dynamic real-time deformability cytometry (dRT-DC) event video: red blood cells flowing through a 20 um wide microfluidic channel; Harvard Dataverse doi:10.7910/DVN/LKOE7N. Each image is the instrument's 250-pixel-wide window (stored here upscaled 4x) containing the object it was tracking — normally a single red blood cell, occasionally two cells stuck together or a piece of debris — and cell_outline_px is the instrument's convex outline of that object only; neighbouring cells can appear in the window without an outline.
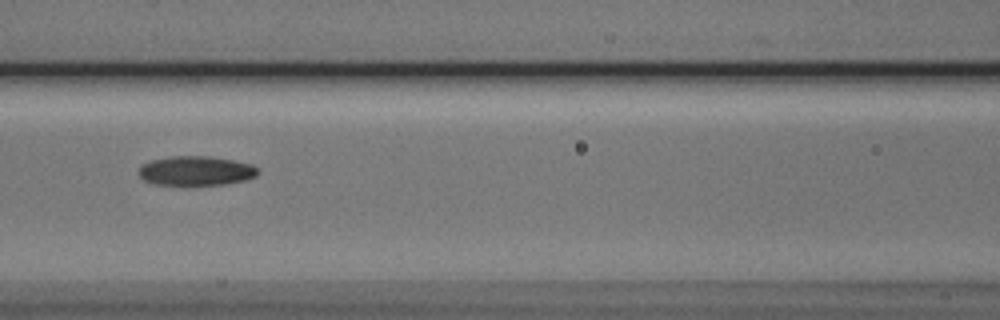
{"species": "Egyptian fruit bat (a non-hibernating species)", "species_latin": "Rousettus aegyptiacus", "temperature_condition": "cold", "stored_images_in_passage": 4, "camera_frame_rate_fps": 3000, "um_per_image_px": 0.085, "animal": {"sex": "male"}, "frame": {"image": 1, "passage_image": 3, "time_ms": 2.0, "image_size_px": [1000, 320], "cell_outline_px": [[256, 176], [244, 180], [224, 184], [152, 184], [144, 180], [140, 176], [140, 164], [152, 160], [172, 156], [212, 156], [252, 164], [256, 168]], "centroid_in_image_um": [16.63, 14.5], "position_along_channel_um": 150.0, "area_um2": 20.11}}
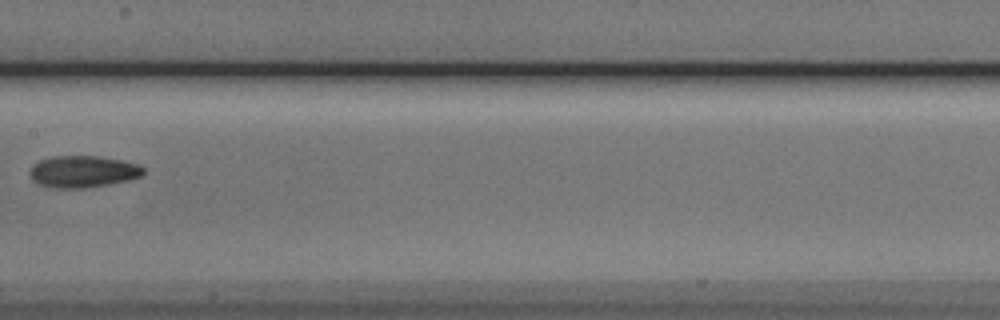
{"frame": {"image": 2, "passage_image": 4, "time_ms": 3.333, "image_size_px": [1000, 320], "cell_outline_px": [[144, 172], [140, 176], [128, 180], [108, 184], [84, 188], [52, 188], [40, 184], [32, 180], [28, 176], [28, 172], [32, 164], [40, 160], [52, 156], [96, 156], [120, 160], [136, 164], [144, 168]], "centroid_in_image_um": [6.97, 14.58], "position_along_channel_um": 200.4, "area_um2": 21.04}}